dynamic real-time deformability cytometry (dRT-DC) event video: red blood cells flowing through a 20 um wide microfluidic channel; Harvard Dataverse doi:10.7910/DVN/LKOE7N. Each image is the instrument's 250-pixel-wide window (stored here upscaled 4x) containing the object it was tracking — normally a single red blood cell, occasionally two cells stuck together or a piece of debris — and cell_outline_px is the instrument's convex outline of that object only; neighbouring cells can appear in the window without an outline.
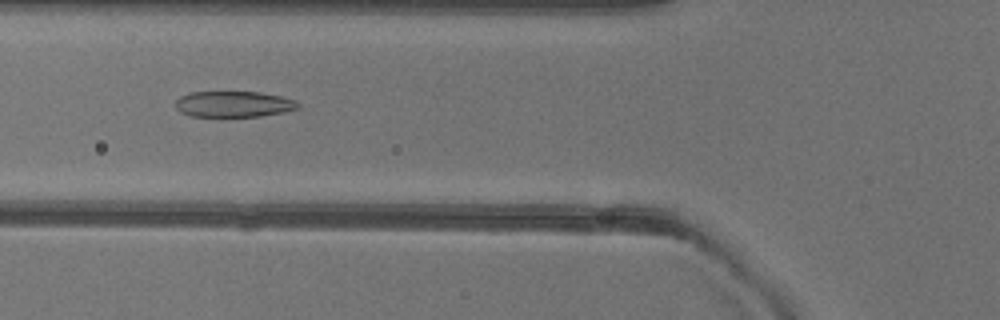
{"species": "common noctule bat (a hibernating species)", "species_latin": "Nyctalus noctula", "temperature_condition": "warm", "stored_images_in_passage": 51, "camera_frame_rate_fps": 3000, "um_per_image_px": 0.085, "animal": {"sex": "female"}, "frame": {"image": 1, "passage_image": 19, "time_ms": 6.0, "image_size_px": [1000, 320], "cell_outline_px": [[300, 108], [284, 112], [260, 116], [220, 120], [192, 116], [180, 112], [176, 108], [176, 100], [180, 96], [192, 92], [260, 92], [280, 96], [296, 100], [300, 104]], "centroid_in_image_um": [19.84, 8.9], "position_along_channel_um": 106.0, "area_um2": 19.48}}
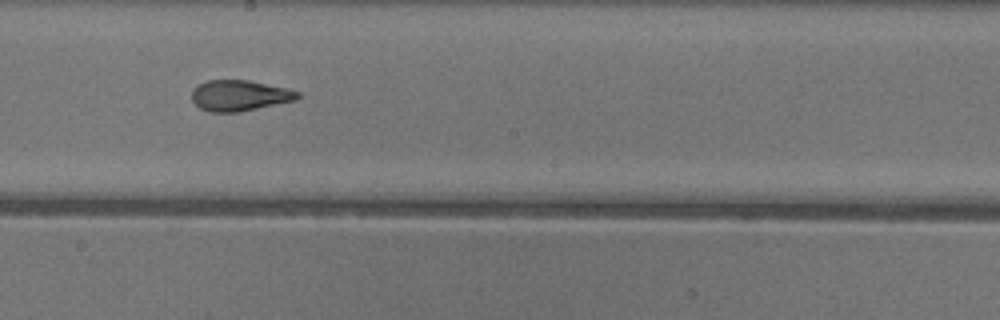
{"frame": {"image": 2, "passage_image": 28, "time_ms": 9.0, "image_size_px": [1000, 320], "cell_outline_px": [[300, 96], [296, 100], [240, 112], [208, 112], [200, 108], [192, 100], [192, 88], [208, 80], [248, 80], [288, 88], [300, 92]], "centroid_in_image_um": [20.37, 8.12], "position_along_channel_um": 227.8, "area_um2": 19.07}}
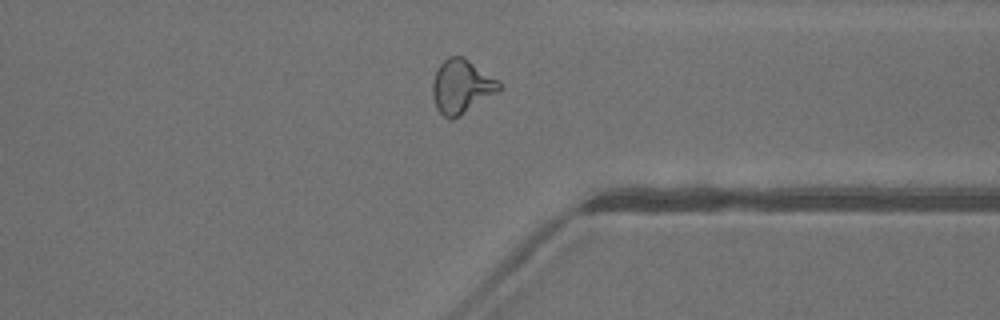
{"frame": {"image": 3, "passage_image": 39, "time_ms": 12.667, "image_size_px": [1000, 320], "cell_outline_px": [[500, 88], [496, 92], [460, 116], [452, 120], [448, 120], [436, 108], [432, 96], [432, 84], [436, 68], [448, 56], [464, 56], [496, 80], [500, 84]], "centroid_in_image_um": [39.15, 7.35], "position_along_channel_um": 372.2, "area_um2": 20.63}, "authors_computed_cell_mechanics": {"area_um2": 20.7502, "velocity_mm_per_s": 4.0449, "shape_relaxation_time_tau1_ms": null, "shape_relaxation_time_tau2_ms": 1.3294, "deformation_change_tau1": null, "deformation_change_tau2": 0.0829}}